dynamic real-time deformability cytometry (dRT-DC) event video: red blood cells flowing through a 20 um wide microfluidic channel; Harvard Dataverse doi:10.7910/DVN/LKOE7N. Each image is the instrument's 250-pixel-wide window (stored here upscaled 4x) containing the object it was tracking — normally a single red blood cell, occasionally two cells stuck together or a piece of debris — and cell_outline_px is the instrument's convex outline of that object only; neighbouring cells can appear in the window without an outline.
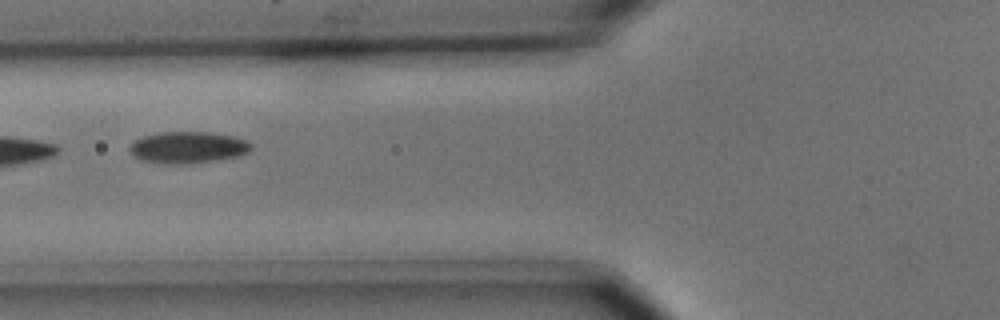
{"species": "common noctule bat (a hibernating species)", "species_latin": "Nyctalus noctula", "temperature_condition": "cold", "stored_images_in_passage": 9, "camera_frame_rate_fps": 3000, "um_per_image_px": 0.085, "animal": {"sex": "male", "body_mass_g": 15.6}, "frame": {"image": 1, "passage_image": 5, "time_ms": 1.333, "image_size_px": [1000, 320], "cell_outline_px": [[252, 148], [248, 152], [240, 156], [220, 160], [188, 164], [164, 164], [140, 160], [132, 156], [128, 148], [136, 140], [144, 136], [160, 132], [208, 132], [232, 136], [244, 140], [252, 144]], "centroid_in_image_um": [15.96, 12.55], "position_along_channel_um": 109.8, "area_um2": 22.6}}
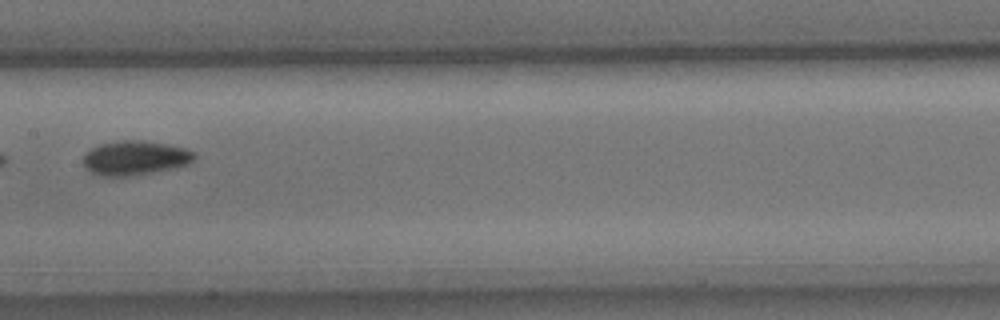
{"frame": {"image": 2, "passage_image": 7, "time_ms": 2.0, "image_size_px": [1000, 320], "cell_outline_px": [[196, 160], [188, 164], [176, 168], [128, 176], [100, 176], [88, 172], [84, 168], [84, 156], [92, 148], [100, 144], [120, 140], [144, 140], [168, 144], [184, 148], [196, 152]], "centroid_in_image_um": [11.51, 13.42], "position_along_channel_um": 195.9, "area_um2": 22.48}}
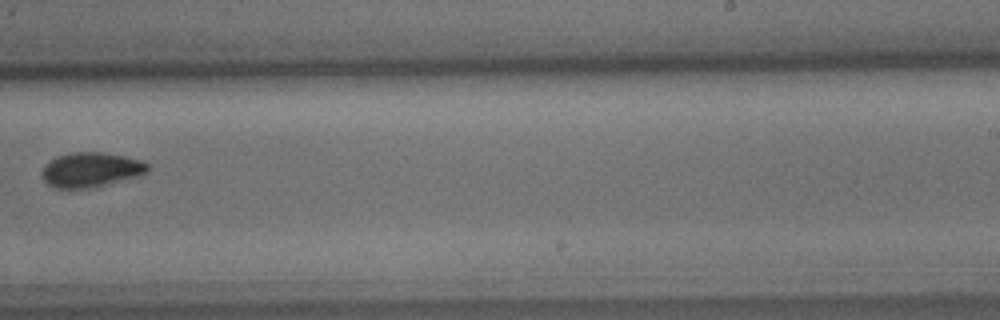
{"frame": {"image": 3, "passage_image": 9, "time_ms": 2.667, "image_size_px": [1000, 320], "cell_outline_px": [[148, 172], [140, 176], [88, 188], [56, 188], [48, 184], [44, 180], [44, 168], [56, 156], [72, 152], [104, 152], [144, 160], [148, 164]], "centroid_in_image_um": [7.8, 14.41], "position_along_channel_um": 281.2, "area_um2": 21.15}}